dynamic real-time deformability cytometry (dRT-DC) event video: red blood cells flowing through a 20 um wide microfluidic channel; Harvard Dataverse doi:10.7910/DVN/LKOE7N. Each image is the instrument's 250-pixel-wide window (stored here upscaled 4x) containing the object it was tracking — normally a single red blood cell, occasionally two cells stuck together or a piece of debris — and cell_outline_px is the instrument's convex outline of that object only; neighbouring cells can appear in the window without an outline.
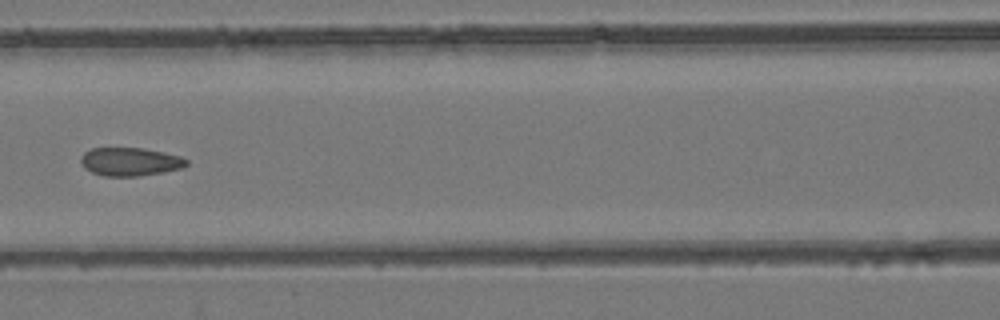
{"species": "common noctule bat (a hibernating species)", "species_latin": "Nyctalus noctula", "temperature_condition": "room temperature", "stored_images_in_passage": 6, "camera_frame_rate_fps": 3000, "um_per_image_px": 0.085, "animal": {"sex": "female", "body_mass_g": 24.6, "forearm_length_mm": 56.2}, "frame": {"image": 1, "passage_image": 6, "time_ms": 5.667, "image_size_px": [1000, 320], "cell_outline_px": [[188, 164], [184, 168], [164, 172], [140, 176], [104, 176], [92, 172], [84, 168], [80, 160], [80, 156], [84, 152], [92, 148], [144, 148], [180, 156], [188, 160]], "centroid_in_image_um": [11.06, 13.75], "position_along_channel_um": 155.5, "area_um2": 17.57}}